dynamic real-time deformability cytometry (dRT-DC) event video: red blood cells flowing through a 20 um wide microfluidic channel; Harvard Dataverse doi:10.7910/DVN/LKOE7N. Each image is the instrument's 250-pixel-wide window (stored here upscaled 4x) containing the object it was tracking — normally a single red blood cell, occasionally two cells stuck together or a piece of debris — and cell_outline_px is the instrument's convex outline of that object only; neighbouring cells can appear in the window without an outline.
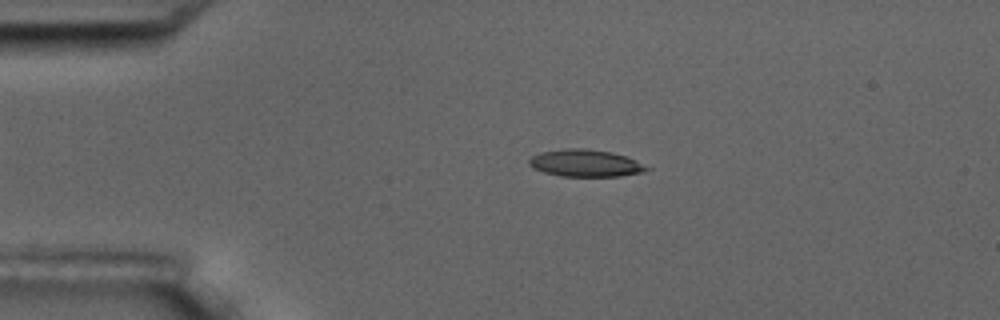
{"species": "common noctule bat (a hibernating species)", "species_latin": "Nyctalus noctula", "temperature_condition": "room temperature", "stored_images_in_passage": 3, "camera_frame_rate_fps": 3000, "um_per_image_px": 0.085, "animal": {"sex": "male", "body_mass_g": 17.5, "forearm_length_mm": 52.3}, "frame": {"image": 1, "passage_image": 2, "time_ms": 1.0, "image_size_px": [1000, 320], "cell_outline_px": [[652, 168], [644, 172], [620, 176], [560, 176], [544, 172], [532, 168], [528, 164], [528, 160], [532, 156], [540, 152], [564, 148], [584, 148], [612, 152], [636, 160]], "centroid_in_image_um": [49.75, 13.86], "position_along_channel_um": 35.2, "area_um2": 18.73}}